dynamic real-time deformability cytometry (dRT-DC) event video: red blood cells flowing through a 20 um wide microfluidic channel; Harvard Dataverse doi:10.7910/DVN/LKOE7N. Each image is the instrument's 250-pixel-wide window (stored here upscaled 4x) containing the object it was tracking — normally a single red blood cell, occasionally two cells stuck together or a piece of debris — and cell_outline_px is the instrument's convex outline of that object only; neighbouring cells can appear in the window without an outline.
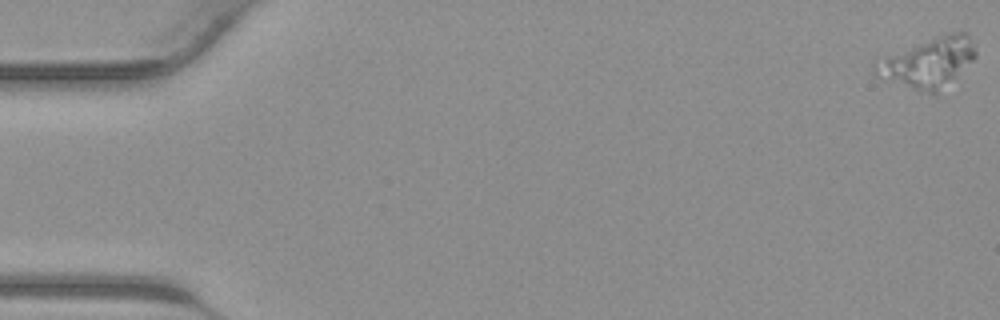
{"species": "common noctule bat (a hibernating species)", "species_latin": "Nyctalus noctula", "temperature_condition": "warm", "stored_images_in_passage": 43, "camera_frame_rate_fps": 3000, "um_per_image_px": 0.085, "animal": {"sex": "male", "body_mass_g": 23.1, "forearm_length_mm": 52.7}, "frame": {"image": 1, "passage_image": 1, "time_ms": 0.0, "image_size_px": [1000, 320], "cell_outline_px": [[976, 56], [936, 96], [932, 96], [876, 76], [872, 72], [872, 60], [944, 32], [968, 32], [976, 48]], "centroid_in_image_um": [78.85, 5.31], "position_along_channel_um": 6.2, "area_um2": 29.88}}
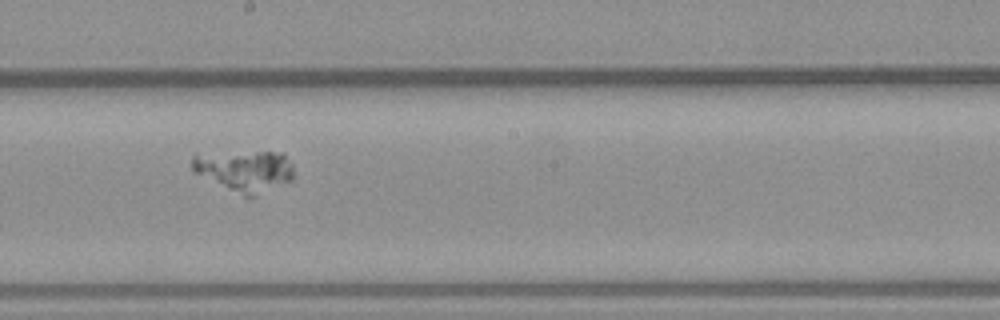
{"frame": {"image": 2, "passage_image": 25, "time_ms": 8.0, "image_size_px": [1000, 320], "cell_outline_px": [[292, 180], [256, 196], [244, 196], [196, 172], [192, 168], [192, 156], [196, 152], [284, 152], [292, 164]], "centroid_in_image_um": [20.81, 14.47], "position_along_channel_um": 227.4, "area_um2": 24.39}}
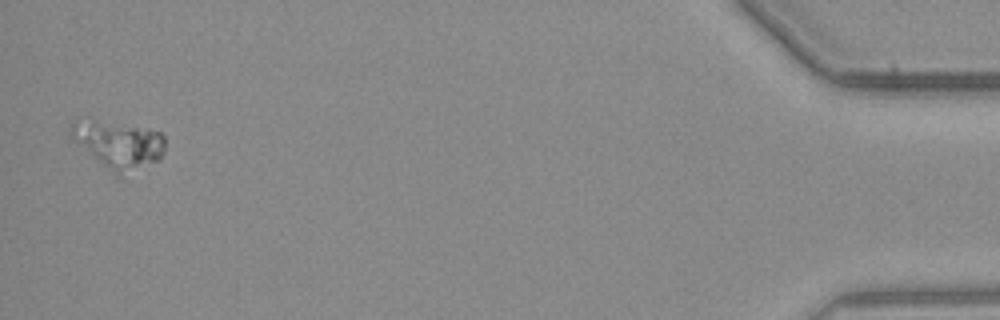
{"frame": {"image": 3, "passage_image": 43, "time_ms": 14.0, "image_size_px": [1000, 320], "cell_outline_px": [[164, 152], [160, 160], [116, 176], [68, 136], [68, 132], [72, 124], [92, 120], [96, 120], [148, 128], [160, 132], [164, 136]], "centroid_in_image_um": [10.09, 12.28], "position_along_channel_um": 425.1, "area_um2": 25.49}}